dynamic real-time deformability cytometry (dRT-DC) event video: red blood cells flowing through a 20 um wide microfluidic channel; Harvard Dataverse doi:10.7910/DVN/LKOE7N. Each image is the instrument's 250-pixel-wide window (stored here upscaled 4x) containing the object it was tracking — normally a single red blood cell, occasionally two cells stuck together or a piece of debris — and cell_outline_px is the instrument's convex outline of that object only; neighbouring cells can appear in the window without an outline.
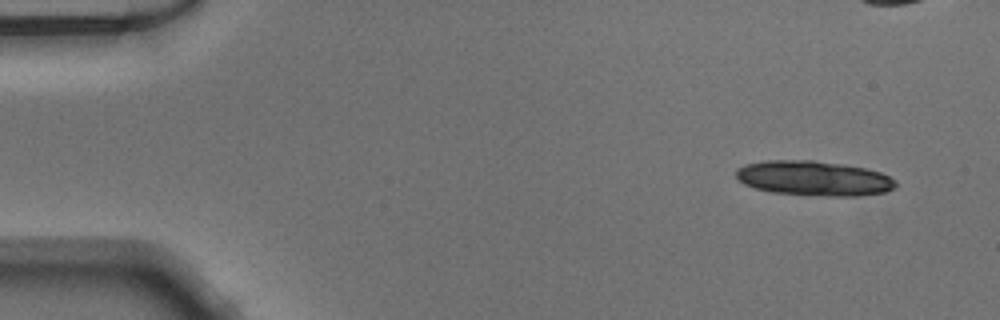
{"species": "Egyptian fruit bat (a non-hibernating species)", "species_latin": "Rousettus aegyptiacus", "temperature_condition": "warm", "stored_images_in_passage": 16, "camera_frame_rate_fps": 3000, "um_per_image_px": 0.085, "animal": {"sex": "male"}, "frame": {"image": 1, "passage_image": 1, "time_ms": 0.0, "image_size_px": [1000, 320], "cell_outline_px": [[896, 188], [884, 192], [856, 196], [828, 196], [772, 192], [756, 188], [744, 184], [736, 176], [736, 168], [744, 164], [764, 160], [812, 160], [840, 164], [864, 168], [880, 172], [896, 180]], "centroid_in_image_um": [69.16, 15.15], "position_along_channel_um": 15.8, "area_um2": 32.31}}